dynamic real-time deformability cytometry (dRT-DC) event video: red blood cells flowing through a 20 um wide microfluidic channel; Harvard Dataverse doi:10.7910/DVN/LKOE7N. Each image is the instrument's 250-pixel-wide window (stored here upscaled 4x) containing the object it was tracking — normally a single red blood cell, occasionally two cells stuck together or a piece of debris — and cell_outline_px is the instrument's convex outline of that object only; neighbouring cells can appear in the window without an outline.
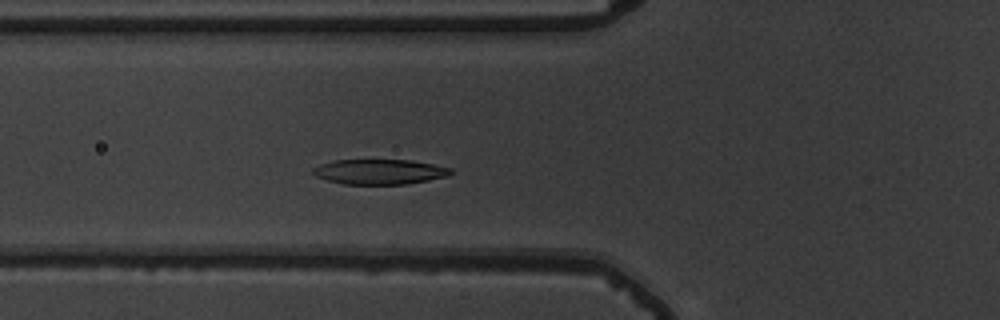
{"species": "common noctule bat (a hibernating species)", "species_latin": "Nyctalus noctula", "temperature_condition": "warm", "stored_images_in_passage": 37, "camera_frame_rate_fps": 3000, "um_per_image_px": 0.085, "animal": {"sex": "male", "body_mass_g": 19.5, "forearm_length_mm": 54.6}, "frame": {"image": 1, "passage_image": 12, "time_ms": 3.667, "image_size_px": [1000, 320], "cell_outline_px": [[452, 172], [448, 176], [428, 180], [404, 184], [344, 184], [328, 180], [316, 176], [312, 172], [312, 168], [320, 164], [332, 160], [412, 160], [452, 168]], "centroid_in_image_um": [32.25, 14.59], "position_along_channel_um": 93.6, "area_um2": 20.06}}
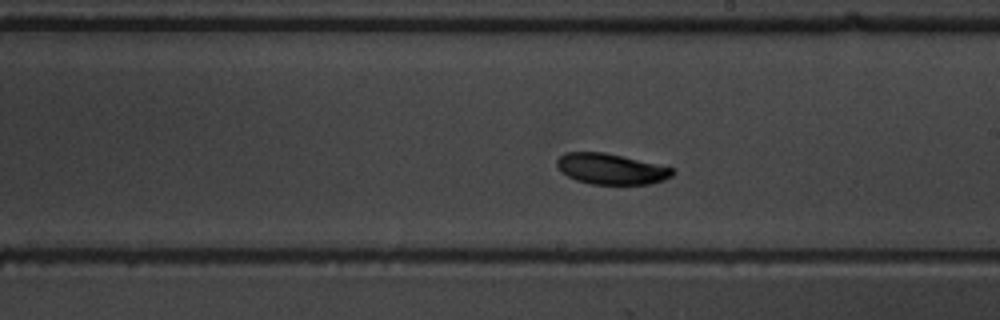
{"frame": {"image": 2, "passage_image": 24, "time_ms": 7.667, "image_size_px": [1000, 320], "cell_outline_px": [[676, 172], [672, 176], [664, 180], [648, 184], [592, 184], [576, 180], [560, 172], [556, 168], [556, 160], [564, 152], [604, 152], [676, 168]], "centroid_in_image_um": [51.94, 14.36], "position_along_channel_um": 237.1, "area_um2": 20.92}}
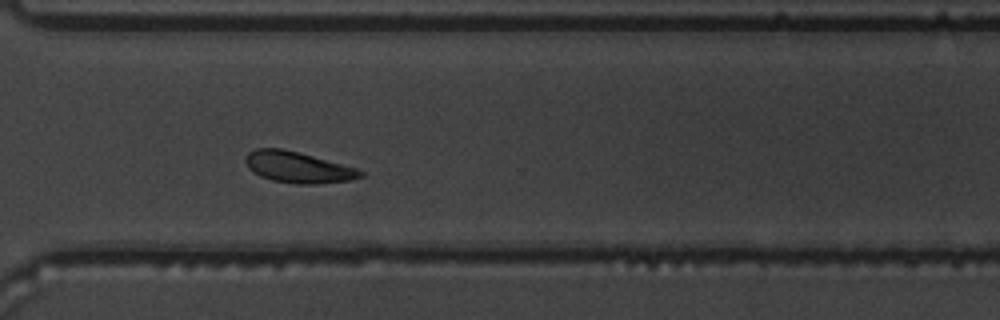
{"frame": {"image": 3, "passage_image": 33, "time_ms": 10.667, "image_size_px": [1000, 320], "cell_outline_px": [[364, 176], [352, 180], [316, 184], [296, 184], [272, 180], [260, 176], [248, 168], [244, 160], [248, 152], [256, 148], [280, 148], [312, 156], [356, 168], [364, 172]], "centroid_in_image_um": [25.31, 14.23], "position_along_channel_um": 345.3, "area_um2": 20.69}, "authors_computed_cell_mechanics": {"area_um2": 20.7502, "velocity_mm_per_s": 3.5903, "shape_relaxation_time_tau1_ms": 2.3589, "shape_relaxation_time_tau2_ms": null, "deformation_change_tau1": 0.1159, "deformation_change_tau2": null}}